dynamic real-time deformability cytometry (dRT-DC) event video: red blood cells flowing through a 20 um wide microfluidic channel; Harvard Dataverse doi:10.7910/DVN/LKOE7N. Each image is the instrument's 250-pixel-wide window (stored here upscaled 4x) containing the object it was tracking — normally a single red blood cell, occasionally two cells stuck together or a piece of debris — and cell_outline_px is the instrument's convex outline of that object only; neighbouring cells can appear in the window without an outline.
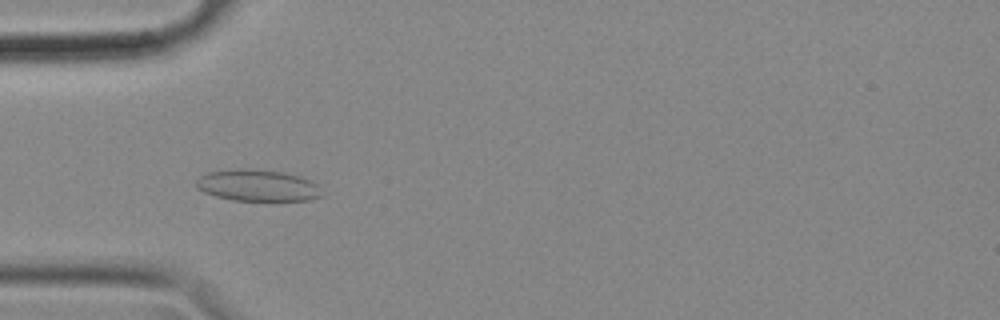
{"species": "common noctule bat (a hibernating species)", "species_latin": "Nyctalus noctula", "temperature_condition": "cold", "stored_images_in_passage": 45, "camera_frame_rate_fps": 3000, "um_per_image_px": 0.085, "animal": {"sex": "female", "body_mass_g": 18.4}, "frame": {"image": 1, "passage_image": 9, "time_ms": 2.667, "image_size_px": [1000, 320], "cell_outline_px": [[324, 196], [308, 200], [232, 200], [216, 196], [204, 192], [196, 188], [196, 180], [200, 176], [208, 172], [236, 168], [252, 168], [284, 172], [300, 176], [316, 184]], "centroid_in_image_um": [21.87, 15.75], "position_along_channel_um": 63.1, "area_um2": 23.18}}
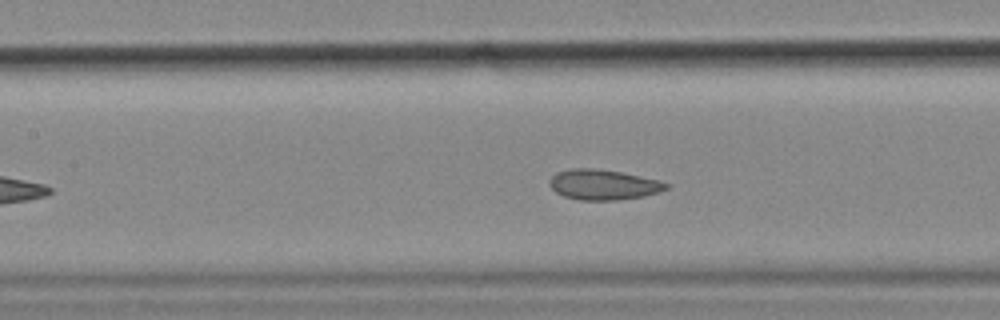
{"frame": {"image": 2, "passage_image": 17, "time_ms": 5.333, "image_size_px": [1000, 320], "cell_outline_px": [[672, 184], [668, 188], [660, 192], [644, 196], [616, 200], [580, 200], [564, 196], [556, 192], [548, 184], [548, 180], [556, 172], [568, 168], [592, 168], [620, 172], [660, 180]], "centroid_in_image_um": [51.29, 15.69], "position_along_channel_um": 156.1, "area_um2": 20.75}}
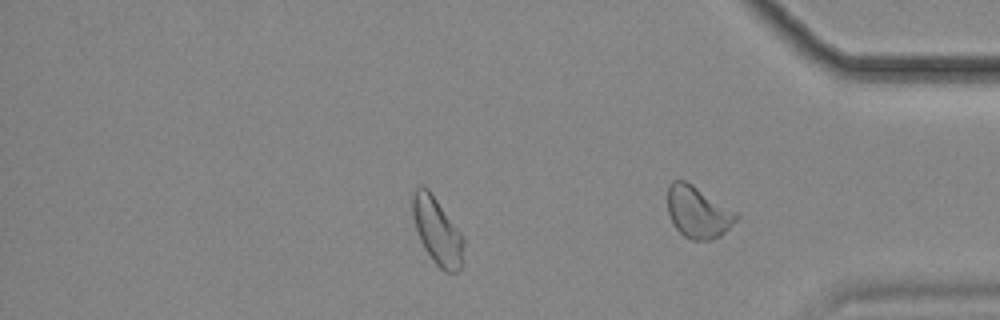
{"frame": {"image": 3, "passage_image": 36, "time_ms": 11.667, "image_size_px": [1000, 320], "cell_outline_px": [[464, 244], [460, 268], [456, 272], [444, 272], [432, 260], [424, 248], [420, 240], [412, 216], [412, 192], [416, 188], [428, 188], [464, 236]], "centroid_in_image_um": [37.16, 19.64], "position_along_channel_um": 398.0, "area_um2": 19.83}, "authors_computed_cell_mechanics": {"area_um2": 20.519, "velocity_mm_per_s": 3.5342, "shape_relaxation_time_tau1_ms": null, "shape_relaxation_time_tau2_ms": 1.7037, "deformation_change_tau1": null, "deformation_change_tau2": 0.066}}